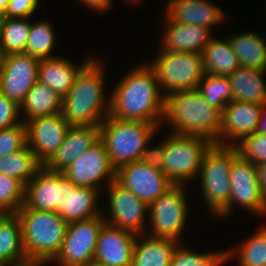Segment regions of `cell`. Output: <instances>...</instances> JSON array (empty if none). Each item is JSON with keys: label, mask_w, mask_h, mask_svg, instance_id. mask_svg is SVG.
I'll return each mask as SVG.
<instances>
[{"label": "cell", "mask_w": 266, "mask_h": 266, "mask_svg": "<svg viewBox=\"0 0 266 266\" xmlns=\"http://www.w3.org/2000/svg\"><path fill=\"white\" fill-rule=\"evenodd\" d=\"M161 50L202 53L214 37L209 28L181 24L165 16Z\"/></svg>", "instance_id": "cell-21"}, {"label": "cell", "mask_w": 266, "mask_h": 266, "mask_svg": "<svg viewBox=\"0 0 266 266\" xmlns=\"http://www.w3.org/2000/svg\"><path fill=\"white\" fill-rule=\"evenodd\" d=\"M98 195V190L77 187L72 181L68 180L66 211H59L58 214L67 223L97 217L102 214L99 211L100 208L96 206Z\"/></svg>", "instance_id": "cell-26"}, {"label": "cell", "mask_w": 266, "mask_h": 266, "mask_svg": "<svg viewBox=\"0 0 266 266\" xmlns=\"http://www.w3.org/2000/svg\"><path fill=\"white\" fill-rule=\"evenodd\" d=\"M84 266H109V265L93 259L89 261L87 264H85Z\"/></svg>", "instance_id": "cell-48"}, {"label": "cell", "mask_w": 266, "mask_h": 266, "mask_svg": "<svg viewBox=\"0 0 266 266\" xmlns=\"http://www.w3.org/2000/svg\"><path fill=\"white\" fill-rule=\"evenodd\" d=\"M197 89L209 105L218 108L221 112L233 101L232 87L228 77L205 73Z\"/></svg>", "instance_id": "cell-35"}, {"label": "cell", "mask_w": 266, "mask_h": 266, "mask_svg": "<svg viewBox=\"0 0 266 266\" xmlns=\"http://www.w3.org/2000/svg\"><path fill=\"white\" fill-rule=\"evenodd\" d=\"M25 125L27 146L42 165L54 156L70 128L61 112L32 119Z\"/></svg>", "instance_id": "cell-17"}, {"label": "cell", "mask_w": 266, "mask_h": 266, "mask_svg": "<svg viewBox=\"0 0 266 266\" xmlns=\"http://www.w3.org/2000/svg\"><path fill=\"white\" fill-rule=\"evenodd\" d=\"M238 154L255 165L266 163V134L254 132L234 144Z\"/></svg>", "instance_id": "cell-38"}, {"label": "cell", "mask_w": 266, "mask_h": 266, "mask_svg": "<svg viewBox=\"0 0 266 266\" xmlns=\"http://www.w3.org/2000/svg\"><path fill=\"white\" fill-rule=\"evenodd\" d=\"M115 181L148 206L175 185L163 171L152 168L141 161L118 167Z\"/></svg>", "instance_id": "cell-14"}, {"label": "cell", "mask_w": 266, "mask_h": 266, "mask_svg": "<svg viewBox=\"0 0 266 266\" xmlns=\"http://www.w3.org/2000/svg\"><path fill=\"white\" fill-rule=\"evenodd\" d=\"M9 0H0V13L3 15L8 7Z\"/></svg>", "instance_id": "cell-47"}, {"label": "cell", "mask_w": 266, "mask_h": 266, "mask_svg": "<svg viewBox=\"0 0 266 266\" xmlns=\"http://www.w3.org/2000/svg\"><path fill=\"white\" fill-rule=\"evenodd\" d=\"M130 1H133V3H137L140 2L141 0H130Z\"/></svg>", "instance_id": "cell-52"}, {"label": "cell", "mask_w": 266, "mask_h": 266, "mask_svg": "<svg viewBox=\"0 0 266 266\" xmlns=\"http://www.w3.org/2000/svg\"><path fill=\"white\" fill-rule=\"evenodd\" d=\"M146 234L137 235L131 266H170L173 252L180 242ZM140 239L144 240L140 242Z\"/></svg>", "instance_id": "cell-24"}, {"label": "cell", "mask_w": 266, "mask_h": 266, "mask_svg": "<svg viewBox=\"0 0 266 266\" xmlns=\"http://www.w3.org/2000/svg\"><path fill=\"white\" fill-rule=\"evenodd\" d=\"M184 185H174L149 205L152 237L170 238L181 242L188 202Z\"/></svg>", "instance_id": "cell-10"}, {"label": "cell", "mask_w": 266, "mask_h": 266, "mask_svg": "<svg viewBox=\"0 0 266 266\" xmlns=\"http://www.w3.org/2000/svg\"><path fill=\"white\" fill-rule=\"evenodd\" d=\"M19 116L20 106L0 93V129L10 128L21 123L22 120Z\"/></svg>", "instance_id": "cell-40"}, {"label": "cell", "mask_w": 266, "mask_h": 266, "mask_svg": "<svg viewBox=\"0 0 266 266\" xmlns=\"http://www.w3.org/2000/svg\"><path fill=\"white\" fill-rule=\"evenodd\" d=\"M233 162V146L213 143L205 153L200 172L203 198L212 215L217 216L229 203V175Z\"/></svg>", "instance_id": "cell-7"}, {"label": "cell", "mask_w": 266, "mask_h": 266, "mask_svg": "<svg viewBox=\"0 0 266 266\" xmlns=\"http://www.w3.org/2000/svg\"><path fill=\"white\" fill-rule=\"evenodd\" d=\"M39 62L40 59L25 53L3 56L0 93L20 106L28 91L38 81Z\"/></svg>", "instance_id": "cell-15"}, {"label": "cell", "mask_w": 266, "mask_h": 266, "mask_svg": "<svg viewBox=\"0 0 266 266\" xmlns=\"http://www.w3.org/2000/svg\"><path fill=\"white\" fill-rule=\"evenodd\" d=\"M93 58L94 56L88 57L81 65H74L60 56L40 59L38 81L48 86L60 98H64L74 85L76 76Z\"/></svg>", "instance_id": "cell-23"}, {"label": "cell", "mask_w": 266, "mask_h": 266, "mask_svg": "<svg viewBox=\"0 0 266 266\" xmlns=\"http://www.w3.org/2000/svg\"><path fill=\"white\" fill-rule=\"evenodd\" d=\"M26 145V125L23 121L13 127L0 129V157L17 152Z\"/></svg>", "instance_id": "cell-39"}, {"label": "cell", "mask_w": 266, "mask_h": 266, "mask_svg": "<svg viewBox=\"0 0 266 266\" xmlns=\"http://www.w3.org/2000/svg\"><path fill=\"white\" fill-rule=\"evenodd\" d=\"M39 0H9L8 7L3 16L8 18H28L32 15Z\"/></svg>", "instance_id": "cell-41"}, {"label": "cell", "mask_w": 266, "mask_h": 266, "mask_svg": "<svg viewBox=\"0 0 266 266\" xmlns=\"http://www.w3.org/2000/svg\"><path fill=\"white\" fill-rule=\"evenodd\" d=\"M212 144L205 137L170 132L164 139V174L175 185H186L199 175L203 157Z\"/></svg>", "instance_id": "cell-6"}, {"label": "cell", "mask_w": 266, "mask_h": 266, "mask_svg": "<svg viewBox=\"0 0 266 266\" xmlns=\"http://www.w3.org/2000/svg\"><path fill=\"white\" fill-rule=\"evenodd\" d=\"M43 165L26 145L23 149L0 157V174L14 177L26 185Z\"/></svg>", "instance_id": "cell-31"}, {"label": "cell", "mask_w": 266, "mask_h": 266, "mask_svg": "<svg viewBox=\"0 0 266 266\" xmlns=\"http://www.w3.org/2000/svg\"><path fill=\"white\" fill-rule=\"evenodd\" d=\"M229 181L231 184L229 203L217 215L219 218H223L232 212L236 204L255 213V215L266 216V200L259 185L256 165L241 157L234 145Z\"/></svg>", "instance_id": "cell-9"}, {"label": "cell", "mask_w": 266, "mask_h": 266, "mask_svg": "<svg viewBox=\"0 0 266 266\" xmlns=\"http://www.w3.org/2000/svg\"><path fill=\"white\" fill-rule=\"evenodd\" d=\"M2 19H3V14L0 13V26H1V21H2Z\"/></svg>", "instance_id": "cell-51"}, {"label": "cell", "mask_w": 266, "mask_h": 266, "mask_svg": "<svg viewBox=\"0 0 266 266\" xmlns=\"http://www.w3.org/2000/svg\"><path fill=\"white\" fill-rule=\"evenodd\" d=\"M30 26L28 18L3 16L0 26V50L3 56L25 53Z\"/></svg>", "instance_id": "cell-32"}, {"label": "cell", "mask_w": 266, "mask_h": 266, "mask_svg": "<svg viewBox=\"0 0 266 266\" xmlns=\"http://www.w3.org/2000/svg\"><path fill=\"white\" fill-rule=\"evenodd\" d=\"M256 132L266 134V104L263 105Z\"/></svg>", "instance_id": "cell-46"}, {"label": "cell", "mask_w": 266, "mask_h": 266, "mask_svg": "<svg viewBox=\"0 0 266 266\" xmlns=\"http://www.w3.org/2000/svg\"><path fill=\"white\" fill-rule=\"evenodd\" d=\"M164 140L154 148L148 145L144 149L140 161L144 164L164 172Z\"/></svg>", "instance_id": "cell-42"}, {"label": "cell", "mask_w": 266, "mask_h": 266, "mask_svg": "<svg viewBox=\"0 0 266 266\" xmlns=\"http://www.w3.org/2000/svg\"><path fill=\"white\" fill-rule=\"evenodd\" d=\"M100 139L112 165L118 167L140 161L159 125L139 120H121L108 115L100 124Z\"/></svg>", "instance_id": "cell-5"}, {"label": "cell", "mask_w": 266, "mask_h": 266, "mask_svg": "<svg viewBox=\"0 0 266 266\" xmlns=\"http://www.w3.org/2000/svg\"><path fill=\"white\" fill-rule=\"evenodd\" d=\"M62 98L45 84L37 81L28 91L24 101L20 104V116L23 112V122L61 112Z\"/></svg>", "instance_id": "cell-28"}, {"label": "cell", "mask_w": 266, "mask_h": 266, "mask_svg": "<svg viewBox=\"0 0 266 266\" xmlns=\"http://www.w3.org/2000/svg\"><path fill=\"white\" fill-rule=\"evenodd\" d=\"M118 82L110 93L109 115L121 120H139L161 127L164 94L160 90L154 69L150 65L135 66Z\"/></svg>", "instance_id": "cell-1"}, {"label": "cell", "mask_w": 266, "mask_h": 266, "mask_svg": "<svg viewBox=\"0 0 266 266\" xmlns=\"http://www.w3.org/2000/svg\"><path fill=\"white\" fill-rule=\"evenodd\" d=\"M2 60H3V55H2V52L0 50V71H1V67H2Z\"/></svg>", "instance_id": "cell-49"}, {"label": "cell", "mask_w": 266, "mask_h": 266, "mask_svg": "<svg viewBox=\"0 0 266 266\" xmlns=\"http://www.w3.org/2000/svg\"><path fill=\"white\" fill-rule=\"evenodd\" d=\"M266 70L239 66L228 76L232 87L233 101L266 104Z\"/></svg>", "instance_id": "cell-25"}, {"label": "cell", "mask_w": 266, "mask_h": 266, "mask_svg": "<svg viewBox=\"0 0 266 266\" xmlns=\"http://www.w3.org/2000/svg\"><path fill=\"white\" fill-rule=\"evenodd\" d=\"M137 234L105 223L99 233L95 260L109 266H131Z\"/></svg>", "instance_id": "cell-19"}, {"label": "cell", "mask_w": 266, "mask_h": 266, "mask_svg": "<svg viewBox=\"0 0 266 266\" xmlns=\"http://www.w3.org/2000/svg\"><path fill=\"white\" fill-rule=\"evenodd\" d=\"M261 228L237 248L227 249V260L234 256L238 257L239 266H266V226Z\"/></svg>", "instance_id": "cell-34"}, {"label": "cell", "mask_w": 266, "mask_h": 266, "mask_svg": "<svg viewBox=\"0 0 266 266\" xmlns=\"http://www.w3.org/2000/svg\"><path fill=\"white\" fill-rule=\"evenodd\" d=\"M68 179L44 165L25 185L24 206L38 211H66Z\"/></svg>", "instance_id": "cell-13"}, {"label": "cell", "mask_w": 266, "mask_h": 266, "mask_svg": "<svg viewBox=\"0 0 266 266\" xmlns=\"http://www.w3.org/2000/svg\"><path fill=\"white\" fill-rule=\"evenodd\" d=\"M262 108V104L252 102L229 103L222 110L220 145L233 146L243 137L256 132Z\"/></svg>", "instance_id": "cell-18"}, {"label": "cell", "mask_w": 266, "mask_h": 266, "mask_svg": "<svg viewBox=\"0 0 266 266\" xmlns=\"http://www.w3.org/2000/svg\"><path fill=\"white\" fill-rule=\"evenodd\" d=\"M99 139V126H70L63 143L44 166L48 170L62 172Z\"/></svg>", "instance_id": "cell-22"}, {"label": "cell", "mask_w": 266, "mask_h": 266, "mask_svg": "<svg viewBox=\"0 0 266 266\" xmlns=\"http://www.w3.org/2000/svg\"><path fill=\"white\" fill-rule=\"evenodd\" d=\"M5 215V213L0 209V220L2 219V217Z\"/></svg>", "instance_id": "cell-50"}, {"label": "cell", "mask_w": 266, "mask_h": 266, "mask_svg": "<svg viewBox=\"0 0 266 266\" xmlns=\"http://www.w3.org/2000/svg\"><path fill=\"white\" fill-rule=\"evenodd\" d=\"M103 214L68 223L59 254L54 259L60 266H84L95 258L97 239L105 224Z\"/></svg>", "instance_id": "cell-11"}, {"label": "cell", "mask_w": 266, "mask_h": 266, "mask_svg": "<svg viewBox=\"0 0 266 266\" xmlns=\"http://www.w3.org/2000/svg\"><path fill=\"white\" fill-rule=\"evenodd\" d=\"M104 86V67L95 57L62 98L61 113L70 126H100L110 111V96L105 97Z\"/></svg>", "instance_id": "cell-2"}, {"label": "cell", "mask_w": 266, "mask_h": 266, "mask_svg": "<svg viewBox=\"0 0 266 266\" xmlns=\"http://www.w3.org/2000/svg\"><path fill=\"white\" fill-rule=\"evenodd\" d=\"M256 171L263 197L266 200V163L256 165Z\"/></svg>", "instance_id": "cell-44"}, {"label": "cell", "mask_w": 266, "mask_h": 266, "mask_svg": "<svg viewBox=\"0 0 266 266\" xmlns=\"http://www.w3.org/2000/svg\"><path fill=\"white\" fill-rule=\"evenodd\" d=\"M79 2L84 3L87 8L98 12H106V9L109 10L111 8L112 0H80Z\"/></svg>", "instance_id": "cell-43"}, {"label": "cell", "mask_w": 266, "mask_h": 266, "mask_svg": "<svg viewBox=\"0 0 266 266\" xmlns=\"http://www.w3.org/2000/svg\"><path fill=\"white\" fill-rule=\"evenodd\" d=\"M49 262L42 261V260H33V259H26L24 261L18 262V263H12L10 265L6 266H43L45 264H48Z\"/></svg>", "instance_id": "cell-45"}, {"label": "cell", "mask_w": 266, "mask_h": 266, "mask_svg": "<svg viewBox=\"0 0 266 266\" xmlns=\"http://www.w3.org/2000/svg\"><path fill=\"white\" fill-rule=\"evenodd\" d=\"M107 188L109 190L108 203L111 218L108 220L104 215L105 222L137 235L145 234V217L148 215L149 206L116 181L111 182Z\"/></svg>", "instance_id": "cell-16"}, {"label": "cell", "mask_w": 266, "mask_h": 266, "mask_svg": "<svg viewBox=\"0 0 266 266\" xmlns=\"http://www.w3.org/2000/svg\"><path fill=\"white\" fill-rule=\"evenodd\" d=\"M21 224L27 259L54 261L65 238L68 223L54 211H38L24 205L15 213Z\"/></svg>", "instance_id": "cell-4"}, {"label": "cell", "mask_w": 266, "mask_h": 266, "mask_svg": "<svg viewBox=\"0 0 266 266\" xmlns=\"http://www.w3.org/2000/svg\"><path fill=\"white\" fill-rule=\"evenodd\" d=\"M201 54L204 72L209 75L228 77L240 66L228 38H212Z\"/></svg>", "instance_id": "cell-27"}, {"label": "cell", "mask_w": 266, "mask_h": 266, "mask_svg": "<svg viewBox=\"0 0 266 266\" xmlns=\"http://www.w3.org/2000/svg\"><path fill=\"white\" fill-rule=\"evenodd\" d=\"M62 174L77 187L93 188L100 192L101 180H107L106 186L115 181L116 168L110 161L105 144L99 139Z\"/></svg>", "instance_id": "cell-12"}, {"label": "cell", "mask_w": 266, "mask_h": 266, "mask_svg": "<svg viewBox=\"0 0 266 266\" xmlns=\"http://www.w3.org/2000/svg\"><path fill=\"white\" fill-rule=\"evenodd\" d=\"M26 259L19 218L5 214L0 220V263L10 265Z\"/></svg>", "instance_id": "cell-30"}, {"label": "cell", "mask_w": 266, "mask_h": 266, "mask_svg": "<svg viewBox=\"0 0 266 266\" xmlns=\"http://www.w3.org/2000/svg\"><path fill=\"white\" fill-rule=\"evenodd\" d=\"M25 185L18 179L0 174V209L15 214L23 205Z\"/></svg>", "instance_id": "cell-37"}, {"label": "cell", "mask_w": 266, "mask_h": 266, "mask_svg": "<svg viewBox=\"0 0 266 266\" xmlns=\"http://www.w3.org/2000/svg\"><path fill=\"white\" fill-rule=\"evenodd\" d=\"M241 66L266 70V39L247 31L228 37Z\"/></svg>", "instance_id": "cell-29"}, {"label": "cell", "mask_w": 266, "mask_h": 266, "mask_svg": "<svg viewBox=\"0 0 266 266\" xmlns=\"http://www.w3.org/2000/svg\"><path fill=\"white\" fill-rule=\"evenodd\" d=\"M226 260V250L200 254L186 249L180 243L173 252L170 266H222Z\"/></svg>", "instance_id": "cell-36"}, {"label": "cell", "mask_w": 266, "mask_h": 266, "mask_svg": "<svg viewBox=\"0 0 266 266\" xmlns=\"http://www.w3.org/2000/svg\"><path fill=\"white\" fill-rule=\"evenodd\" d=\"M149 65L156 72L164 96L174 91L197 89L205 74L202 54L195 52L160 50Z\"/></svg>", "instance_id": "cell-8"}, {"label": "cell", "mask_w": 266, "mask_h": 266, "mask_svg": "<svg viewBox=\"0 0 266 266\" xmlns=\"http://www.w3.org/2000/svg\"><path fill=\"white\" fill-rule=\"evenodd\" d=\"M57 40L52 26L47 20L31 23L30 32L25 47V54H29L38 59H47L58 55H53Z\"/></svg>", "instance_id": "cell-33"}, {"label": "cell", "mask_w": 266, "mask_h": 266, "mask_svg": "<svg viewBox=\"0 0 266 266\" xmlns=\"http://www.w3.org/2000/svg\"><path fill=\"white\" fill-rule=\"evenodd\" d=\"M165 15L174 22L212 27L226 18L224 12L209 0H167Z\"/></svg>", "instance_id": "cell-20"}, {"label": "cell", "mask_w": 266, "mask_h": 266, "mask_svg": "<svg viewBox=\"0 0 266 266\" xmlns=\"http://www.w3.org/2000/svg\"><path fill=\"white\" fill-rule=\"evenodd\" d=\"M222 112L201 96L198 89L174 91L164 96L162 124L165 120L172 132L201 136L220 144Z\"/></svg>", "instance_id": "cell-3"}]
</instances>
